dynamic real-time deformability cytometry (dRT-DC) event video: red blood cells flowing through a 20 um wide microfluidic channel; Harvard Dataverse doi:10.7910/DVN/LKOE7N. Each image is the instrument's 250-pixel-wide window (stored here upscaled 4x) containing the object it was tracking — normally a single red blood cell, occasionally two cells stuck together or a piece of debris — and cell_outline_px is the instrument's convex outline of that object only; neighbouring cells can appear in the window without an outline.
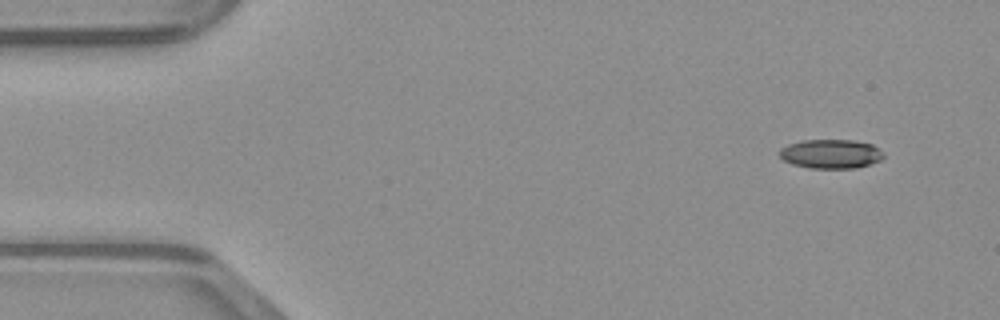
{"species": "common noctule bat (a hibernating species)", "species_latin": "Nyctalus noctula", "temperature_condition": "warm", "stored_images_in_passage": 45, "camera_frame_rate_fps": 3000, "um_per_image_px": 0.085, "animal": {"sex": "male", "body_mass_g": 23.1, "forearm_length_mm": 52.7}, "frame": {"image": 1, "passage_image": 1, "time_ms": 0.0, "image_size_px": [1000, 320], "cell_outline_px": [[884, 156], [880, 160], [856, 168], [808, 168], [792, 164], [784, 160], [780, 156], [780, 148], [788, 144], [804, 140], [852, 140], [872, 144], [880, 148], [884, 152]], "centroid_in_image_um": [70.63, 13.08], "position_along_channel_um": 14.4, "area_um2": 17.69}}
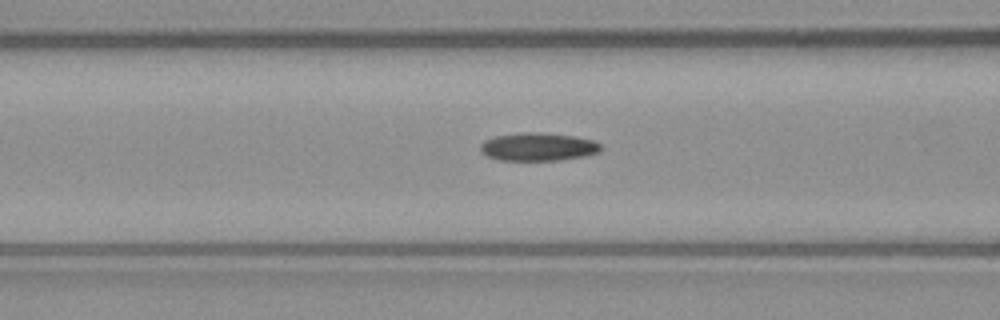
{"frame": {"image": 2, "passage_image": 16, "time_ms": 5.0, "image_size_px": [1000, 320], "cell_outline_px": [[600, 152], [584, 156], [560, 160], [500, 160], [488, 156], [480, 148], [480, 144], [484, 140], [496, 136], [524, 132], [536, 132], [572, 136], [592, 140], [600, 144]], "centroid_in_image_um": [45.73, 12.48], "position_along_channel_um": 120.9, "area_um2": 19.42}}
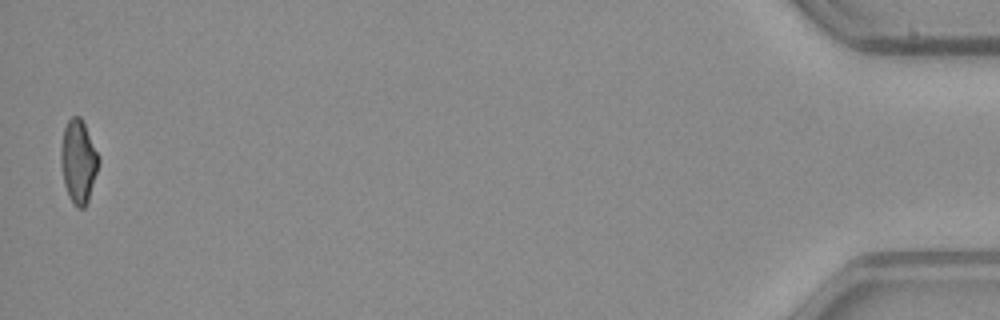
{"frame": {"image": 3, "passage_image": 45, "time_ms": 14.667, "image_size_px": [1000, 320], "cell_outline_px": [[100, 164], [88, 200], [84, 208], [80, 208], [72, 200], [64, 184], [60, 164], [60, 148], [64, 128], [68, 120], [72, 116], [80, 116], [100, 156]], "centroid_in_image_um": [6.67, 13.68], "position_along_channel_um": 428.5, "area_um2": 18.26}}